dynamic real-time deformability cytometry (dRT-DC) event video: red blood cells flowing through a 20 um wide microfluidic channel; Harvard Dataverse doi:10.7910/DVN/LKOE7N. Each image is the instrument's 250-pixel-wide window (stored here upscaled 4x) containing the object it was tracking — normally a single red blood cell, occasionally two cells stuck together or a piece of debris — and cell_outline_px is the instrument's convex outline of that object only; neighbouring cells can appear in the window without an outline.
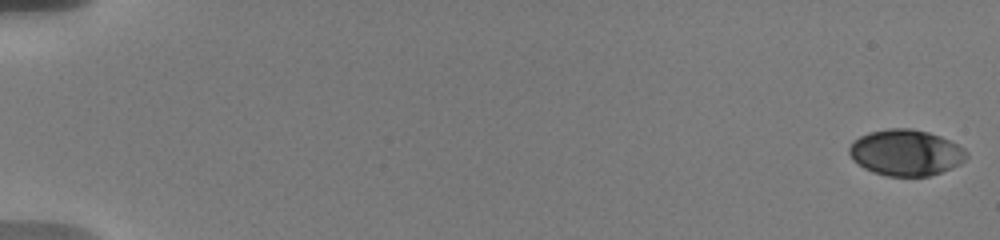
{"species": "human", "species_latin": "Homo sapiens", "temperature_condition": "warm", "stored_images_in_passage": 23, "camera_frame_rate_fps": 3000, "um_per_image_px": 0.085, "donor": {"sex": "male"}, "frame": {"image": 1, "passage_image": 1, "time_ms": 0.0, "image_size_px": [1000, 240], "cell_outline_px": [[968, 156], [960, 164], [952, 168], [928, 176], [888, 176], [872, 172], [864, 168], [852, 160], [848, 152], [848, 148], [852, 140], [868, 132], [888, 128], [912, 128], [928, 132], [940, 136], [964, 148], [968, 152]], "centroid_in_image_um": [76.96, 12.97], "position_along_channel_um": 8.0, "area_um2": 31.73}}
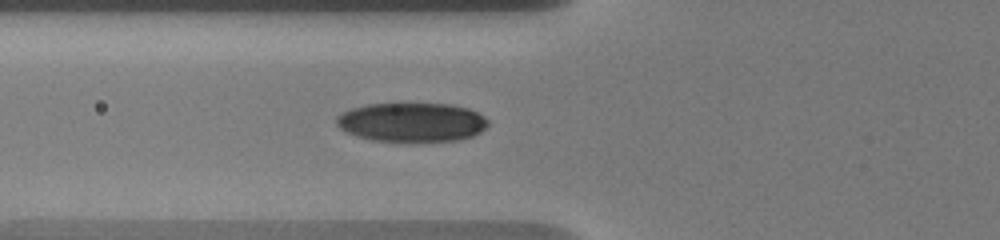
{"frame": {"image": 2, "passage_image": 18, "time_ms": 7.333, "image_size_px": [1000, 240], "cell_outline_px": [[488, 124], [480, 132], [472, 136], [460, 140], [372, 140], [356, 136], [340, 128], [336, 124], [336, 116], [340, 112], [352, 108], [368, 104], [452, 104], [468, 108], [484, 116], [488, 120]], "centroid_in_image_um": [34.99, 10.37], "position_along_channel_um": 90.8, "area_um2": 34.16}}
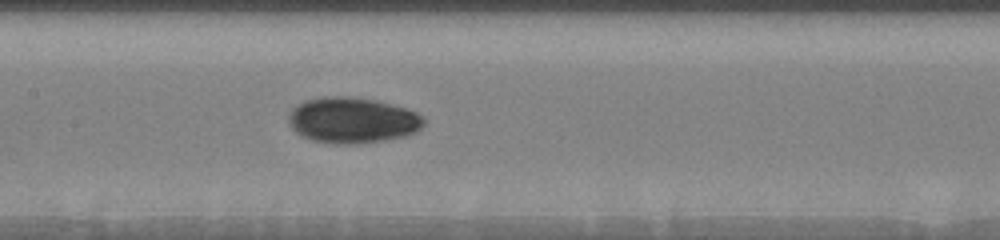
{"frame": {"image": 3, "passage_image": 23, "time_ms": 9.667, "image_size_px": [1000, 240], "cell_outline_px": [[424, 124], [416, 132], [404, 136], [384, 140], [360, 144], [332, 144], [312, 140], [300, 136], [288, 124], [288, 116], [292, 108], [296, 104], [304, 100], [324, 96], [348, 96], [376, 100], [404, 108], [416, 112], [424, 116]], "centroid_in_image_um": [29.91, 10.22], "position_along_channel_um": 177.5, "area_um2": 36.47}}